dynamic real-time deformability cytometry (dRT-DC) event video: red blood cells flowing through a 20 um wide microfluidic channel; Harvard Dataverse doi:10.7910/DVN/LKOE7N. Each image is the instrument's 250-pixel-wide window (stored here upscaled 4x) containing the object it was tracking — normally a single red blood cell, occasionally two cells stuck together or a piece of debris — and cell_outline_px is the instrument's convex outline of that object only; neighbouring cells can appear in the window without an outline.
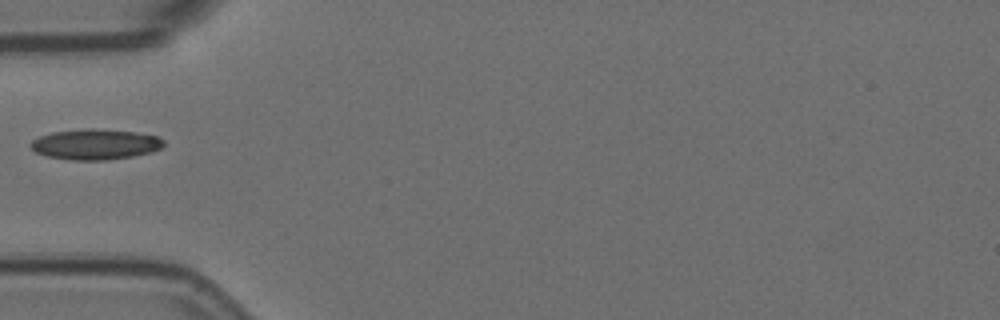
{"species": "Egyptian fruit bat (a non-hibernating species)", "species_latin": "Rousettus aegyptiacus", "temperature_condition": "room temperature", "stored_images_in_passage": 1, "camera_frame_rate_fps": 3000, "um_per_image_px": 0.085, "animal": {"sex": "female"}, "frame": {"image": 1, "passage_image": 1, "time_ms": 0.0, "image_size_px": [1000, 320], "cell_outline_px": [[164, 144], [160, 148], [152, 152], [132, 156], [104, 160], [72, 160], [48, 156], [36, 152], [28, 144], [32, 140], [40, 136], [52, 132], [88, 128], [92, 128], [136, 132], [156, 136], [164, 140]], "centroid_in_image_um": [8.09, 12.26], "position_along_channel_um": 76.9, "area_um2": 23.52}}